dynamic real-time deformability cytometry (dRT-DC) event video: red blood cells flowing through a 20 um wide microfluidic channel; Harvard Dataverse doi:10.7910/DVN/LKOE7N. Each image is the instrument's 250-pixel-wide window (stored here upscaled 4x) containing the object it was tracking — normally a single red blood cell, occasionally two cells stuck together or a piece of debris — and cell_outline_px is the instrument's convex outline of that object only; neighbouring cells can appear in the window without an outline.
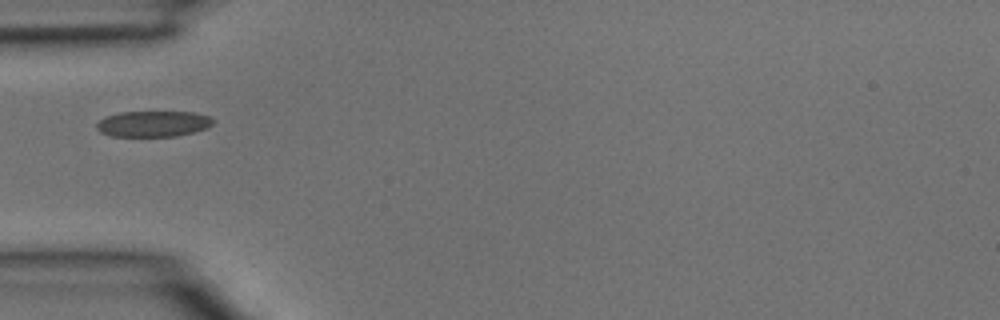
{"species": "common noctule bat (a hibernating species)", "species_latin": "Nyctalus noctula", "temperature_condition": "room temperature", "stored_images_in_passage": 6, "camera_frame_rate_fps": 3000, "um_per_image_px": 0.085, "animal": {"sex": "male", "body_mass_g": 15.6}, "frame": {"image": 1, "passage_image": 5, "time_ms": 1.333, "image_size_px": [1000, 320], "cell_outline_px": [[212, 124], [208, 128], [176, 136], [112, 136], [100, 132], [96, 128], [96, 124], [100, 120], [108, 116], [120, 112], [196, 112], [208, 116], [212, 120]], "centroid_in_image_um": [13.02, 10.52], "position_along_channel_um": 72.0, "area_um2": 17.4}}